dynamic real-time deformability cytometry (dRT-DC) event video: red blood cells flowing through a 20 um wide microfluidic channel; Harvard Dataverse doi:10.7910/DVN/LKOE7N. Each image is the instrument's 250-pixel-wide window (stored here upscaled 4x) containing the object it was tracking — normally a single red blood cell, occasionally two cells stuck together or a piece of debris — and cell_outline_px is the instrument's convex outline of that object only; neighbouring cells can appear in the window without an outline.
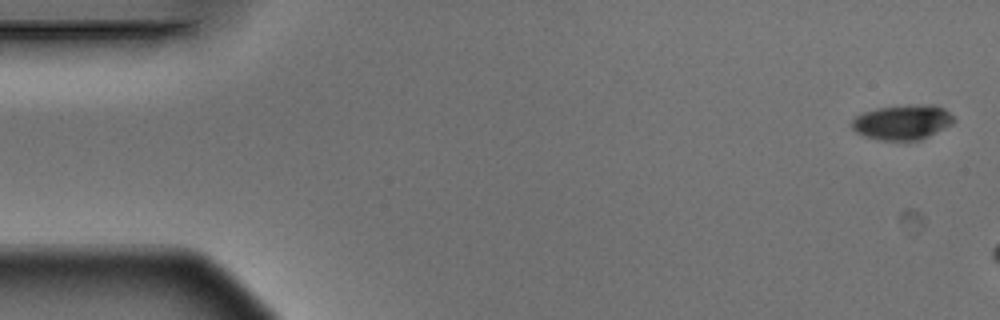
{"species": "Egyptian fruit bat (a non-hibernating species)", "species_latin": "Rousettus aegyptiacus", "temperature_condition": "warm", "stored_images_in_passage": 3, "camera_frame_rate_fps": 3000, "um_per_image_px": 0.085, "animal": {"sex": "male"}, "frame": {"image": 1, "passage_image": 1, "time_ms": 0.0, "image_size_px": [1000, 320], "cell_outline_px": [[956, 120], [952, 124], [920, 140], [876, 140], [864, 136], [856, 132], [852, 128], [852, 120], [856, 116], [864, 112], [876, 108], [908, 104], [936, 104], [944, 108], [956, 116]], "centroid_in_image_um": [76.74, 10.37], "position_along_channel_um": 8.3, "area_um2": 21.1}}